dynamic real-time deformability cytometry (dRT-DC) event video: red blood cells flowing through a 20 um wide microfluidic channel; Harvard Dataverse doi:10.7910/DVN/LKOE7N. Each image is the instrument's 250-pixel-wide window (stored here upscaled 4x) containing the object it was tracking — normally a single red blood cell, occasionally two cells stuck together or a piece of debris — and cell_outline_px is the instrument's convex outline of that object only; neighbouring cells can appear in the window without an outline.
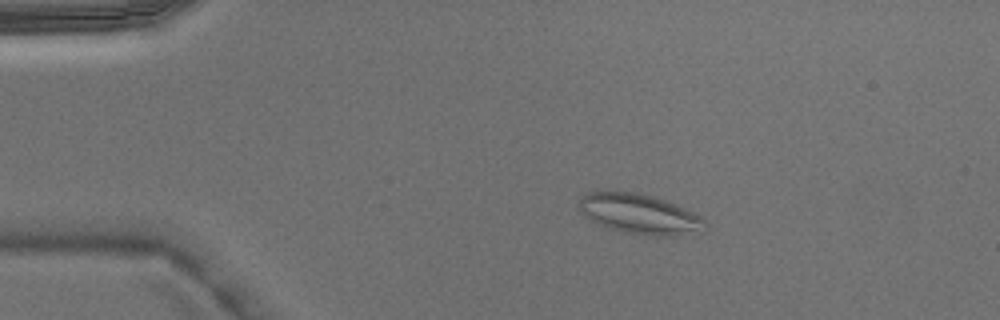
{"species": "Egyptian fruit bat (a non-hibernating species)", "species_latin": "Rousettus aegyptiacus", "temperature_condition": "warm", "stored_images_in_passage": 6, "camera_frame_rate_fps": 3000, "um_per_image_px": 0.085, "animal": {"sex": "male"}, "frame": {"image": 1, "passage_image": 3, "time_ms": 0.667, "image_size_px": [1000, 320], "cell_outline_px": [[708, 228], [704, 232], [672, 236], [656, 236], [624, 232], [608, 228], [588, 220], [580, 208], [580, 196], [588, 192], [612, 188], [636, 192], [668, 200], [700, 216], [708, 224]], "centroid_in_image_um": [54.36, 18.16], "position_along_channel_um": 30.6, "area_um2": 30.23}}